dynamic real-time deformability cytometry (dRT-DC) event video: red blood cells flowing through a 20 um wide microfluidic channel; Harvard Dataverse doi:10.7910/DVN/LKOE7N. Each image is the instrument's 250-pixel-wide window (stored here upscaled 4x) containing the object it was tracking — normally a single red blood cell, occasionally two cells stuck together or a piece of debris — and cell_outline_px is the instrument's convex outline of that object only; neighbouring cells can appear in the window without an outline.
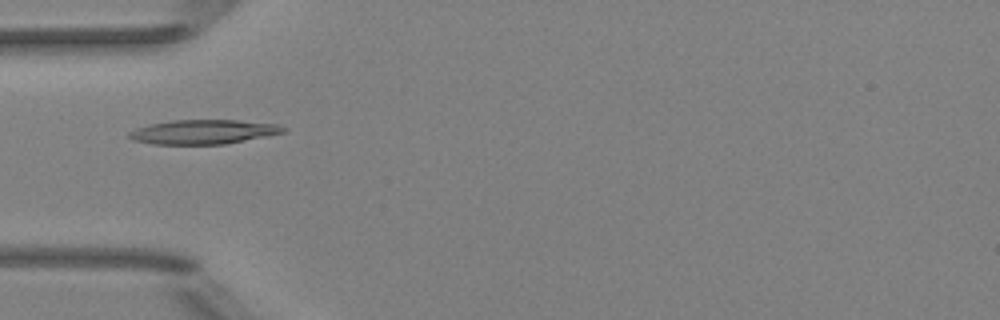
{"species": "Egyptian fruit bat (a non-hibernating species)", "species_latin": "Rousettus aegyptiacus", "temperature_condition": "room temperature", "stored_images_in_passage": 8, "camera_frame_rate_fps": 3000, "um_per_image_px": 0.085, "animal": {"sex": "female"}, "frame": {"image": 1, "passage_image": 5, "time_ms": 5.333, "image_size_px": [1000, 320], "cell_outline_px": [[288, 128], [284, 132], [224, 144], [152, 144], [132, 140], [128, 136], [128, 132], [136, 128], [148, 124], [172, 120], [236, 120], [276, 124]], "centroid_in_image_um": [17.22, 11.2], "position_along_channel_um": 67.8, "area_um2": 21.73}}
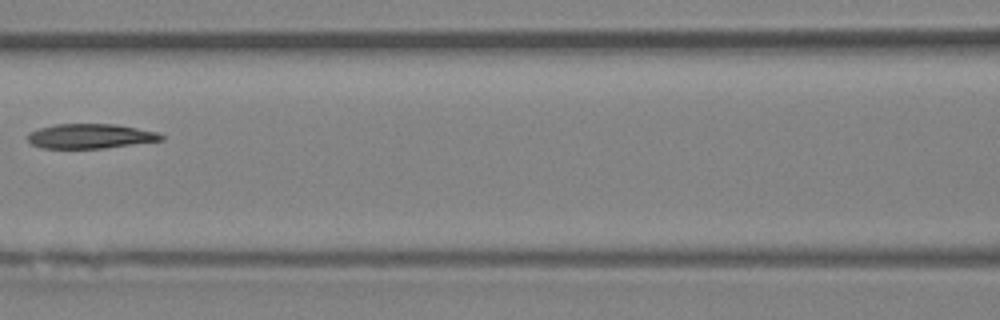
{"frame": {"image": 2, "passage_image": 7, "time_ms": 7.667, "image_size_px": [1000, 320], "cell_outline_px": [[164, 140], [104, 148], [40, 148], [32, 144], [28, 140], [28, 132], [40, 128], [56, 124], [116, 124], [160, 132], [164, 136]], "centroid_in_image_um": [7.71, 11.57], "position_along_channel_um": 158.9, "area_um2": 19.25}}
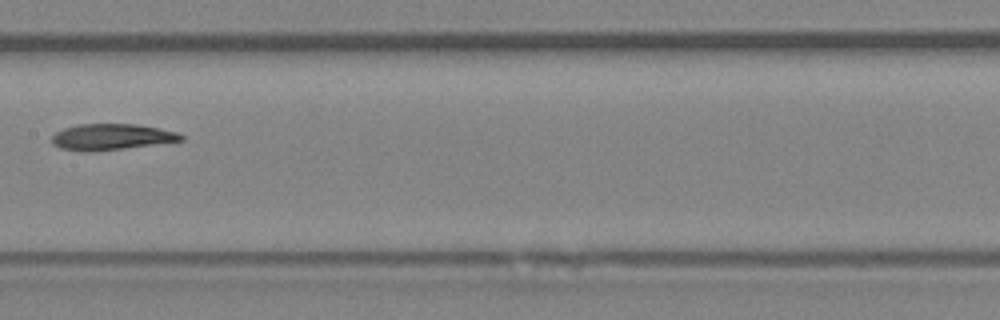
{"frame": {"image": 3, "passage_image": 8, "time_ms": 8.667, "image_size_px": [1000, 320], "cell_outline_px": [[184, 140], [124, 148], [88, 152], [60, 148], [52, 144], [52, 136], [56, 132], [64, 128], [80, 124], [136, 124], [160, 128], [176, 132], [184, 136]], "centroid_in_image_um": [9.46, 11.63], "position_along_channel_um": 197.9, "area_um2": 19.48}}